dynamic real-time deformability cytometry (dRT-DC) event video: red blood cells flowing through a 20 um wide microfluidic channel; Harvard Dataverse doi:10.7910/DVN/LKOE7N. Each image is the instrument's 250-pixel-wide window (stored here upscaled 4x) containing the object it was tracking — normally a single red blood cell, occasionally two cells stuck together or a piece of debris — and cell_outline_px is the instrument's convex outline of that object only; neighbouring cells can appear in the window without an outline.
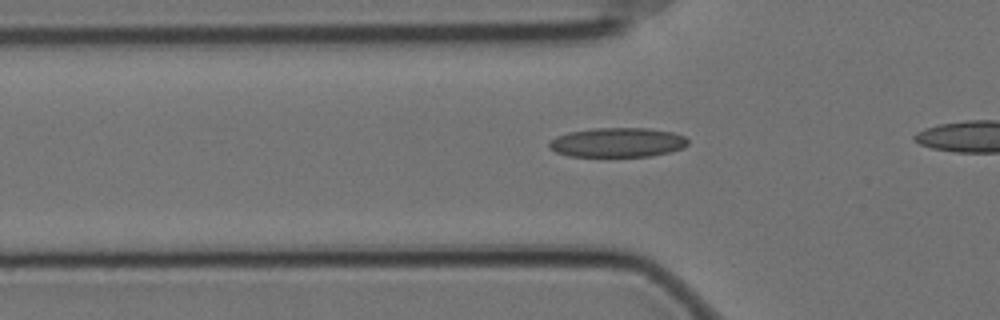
{"species": "Egyptian fruit bat (a non-hibernating species)", "species_latin": "Rousettus aegyptiacus", "temperature_condition": "cold", "stored_images_in_passage": 35, "camera_frame_rate_fps": 3000, "um_per_image_px": 0.085, "animal": {"sex": "female"}, "frame": {"image": 1, "passage_image": 8, "time_ms": 2.333, "image_size_px": [1000, 320], "cell_outline_px": [[688, 144], [684, 148], [672, 152], [652, 156], [568, 156], [556, 152], [548, 148], [548, 144], [556, 136], [568, 132], [592, 128], [648, 128], [672, 132], [684, 136], [688, 140]], "centroid_in_image_um": [52.5, 12.11], "position_along_channel_um": 73.3, "area_um2": 23.99}}
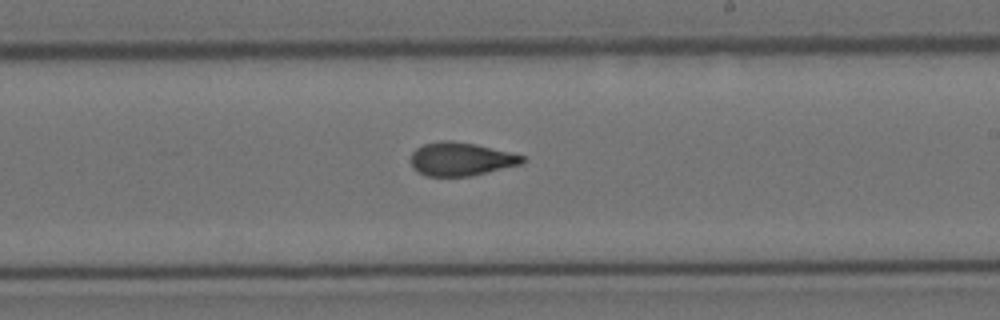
{"frame": {"image": 2, "passage_image": 23, "time_ms": 7.333, "image_size_px": [1000, 320], "cell_outline_px": [[524, 160], [520, 164], [468, 176], [428, 176], [412, 168], [412, 152], [416, 148], [424, 144], [440, 140], [452, 140], [476, 144], [524, 156]], "centroid_in_image_um": [39.13, 13.5], "position_along_channel_um": 249.9, "area_um2": 21.33}}
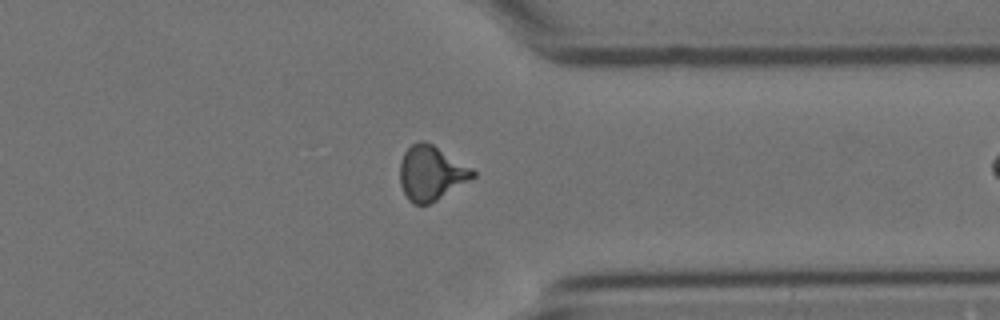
{"frame": {"image": 3, "passage_image": 34, "time_ms": 11.0, "image_size_px": [1000, 320], "cell_outline_px": [[476, 176], [436, 200], [428, 204], [412, 204], [408, 200], [400, 184], [400, 160], [404, 152], [412, 144], [420, 140], [424, 140], [432, 144], [472, 168], [476, 172]], "centroid_in_image_um": [36.62, 14.7], "position_along_channel_um": 374.8, "area_um2": 23.0}}